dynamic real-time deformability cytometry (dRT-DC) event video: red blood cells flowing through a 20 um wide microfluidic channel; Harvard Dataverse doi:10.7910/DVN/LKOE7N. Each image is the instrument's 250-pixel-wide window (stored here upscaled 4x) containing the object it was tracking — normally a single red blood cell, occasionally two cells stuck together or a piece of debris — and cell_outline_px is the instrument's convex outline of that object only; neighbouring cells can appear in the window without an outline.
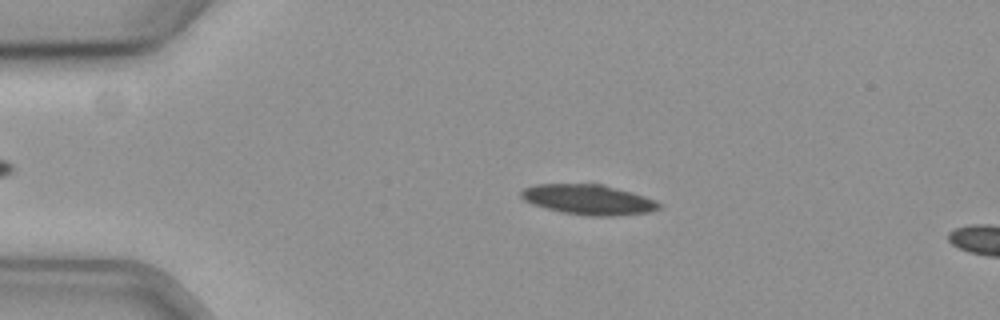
{"species": "common noctule bat (a hibernating species)", "species_latin": "Nyctalus noctula", "temperature_condition": "cold", "stored_images_in_passage": 9, "camera_frame_rate_fps": 3000, "um_per_image_px": 0.085, "animal": {"sex": "female", "body_mass_g": 19.3, "forearm_length_mm": 54.1}, "frame": {"image": 1, "passage_image": 4, "time_ms": 1.0, "image_size_px": [1000, 320], "cell_outline_px": [[660, 208], [648, 212], [612, 216], [588, 216], [560, 212], [532, 204], [524, 200], [520, 196], [520, 192], [524, 188], [536, 184], [604, 184], [644, 196], [660, 204]], "centroid_in_image_um": [49.97, 16.96], "position_along_channel_um": 35.0, "area_um2": 24.04}}